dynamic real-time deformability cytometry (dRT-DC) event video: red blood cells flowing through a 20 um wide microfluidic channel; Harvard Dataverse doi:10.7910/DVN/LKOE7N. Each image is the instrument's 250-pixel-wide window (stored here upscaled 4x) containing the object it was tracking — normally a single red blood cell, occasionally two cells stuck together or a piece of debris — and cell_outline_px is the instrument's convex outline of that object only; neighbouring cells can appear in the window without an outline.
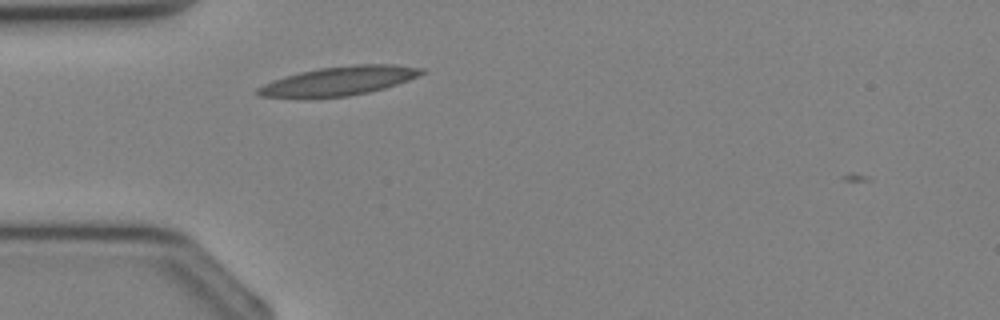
{"species": "Egyptian fruit bat (a non-hibernating species)", "species_latin": "Rousettus aegyptiacus", "temperature_condition": "cold", "stored_images_in_passage": 27, "camera_frame_rate_fps": 3000, "um_per_image_px": 0.085, "animal": {"sex": "female"}, "frame": {"image": 1, "passage_image": 2, "time_ms": 0.333, "image_size_px": [1000, 320], "cell_outline_px": [[428, 72], [408, 80], [384, 88], [368, 92], [348, 96], [260, 96], [256, 92], [256, 88], [272, 80], [284, 76], [300, 72], [320, 68], [356, 64], [396, 64], [424, 68]], "centroid_in_image_um": [28.9, 6.84], "position_along_channel_um": 56.1, "area_um2": 27.11}}
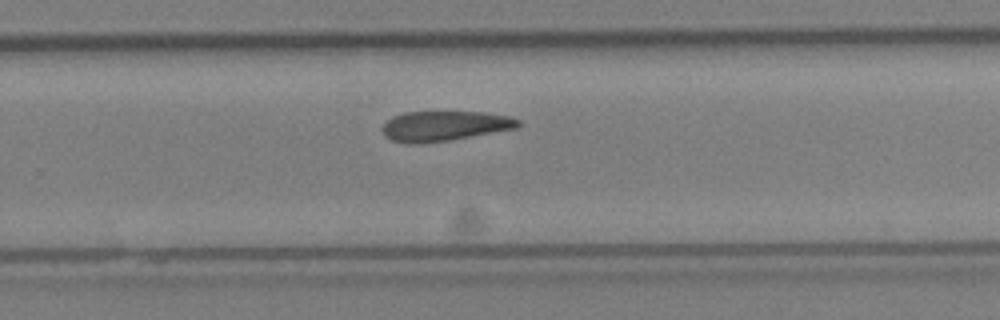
{"frame": {"image": 2, "passage_image": 15, "time_ms": 4.667, "image_size_px": [1000, 320], "cell_outline_px": [[520, 124], [516, 128], [448, 140], [416, 144], [408, 144], [392, 140], [384, 136], [380, 128], [392, 116], [404, 112], [484, 112], [508, 116], [520, 120]], "centroid_in_image_um": [37.72, 10.7], "position_along_channel_um": 292.1, "area_um2": 23.64}}
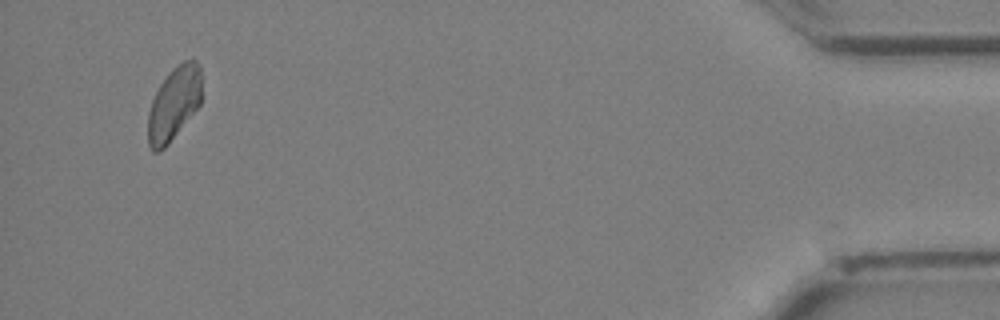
{"frame": {"image": 3, "passage_image": 26, "time_ms": 8.333, "image_size_px": [1000, 320], "cell_outline_px": [[200, 104], [168, 144], [160, 152], [152, 152], [148, 144], [148, 112], [152, 100], [160, 84], [168, 72], [176, 64], [192, 56], [200, 64]], "centroid_in_image_um": [14.77, 8.77], "position_along_channel_um": 420.4, "area_um2": 23.06}}